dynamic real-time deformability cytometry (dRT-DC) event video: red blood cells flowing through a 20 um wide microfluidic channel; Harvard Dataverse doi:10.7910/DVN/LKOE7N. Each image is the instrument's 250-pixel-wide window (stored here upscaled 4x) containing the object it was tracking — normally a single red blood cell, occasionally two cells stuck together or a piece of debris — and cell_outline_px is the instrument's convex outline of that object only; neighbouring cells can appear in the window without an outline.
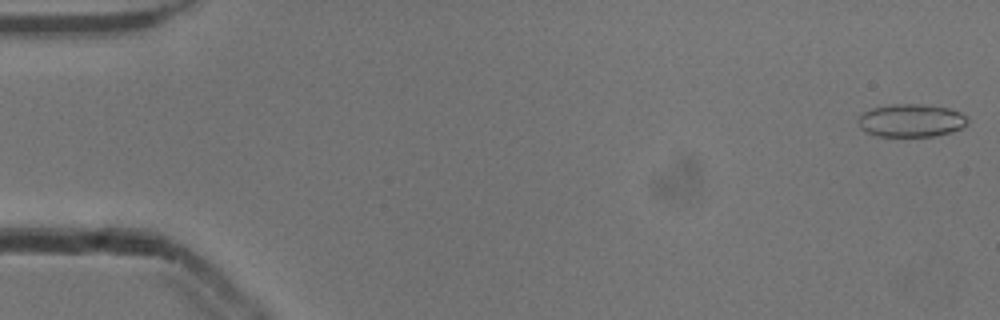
{"species": "common noctule bat (a hibernating species)", "species_latin": "Nyctalus noctula", "temperature_condition": "cold", "stored_images_in_passage": 13, "camera_frame_rate_fps": 3000, "um_per_image_px": 0.085, "animal": {"sex": "male", "body_mass_g": 13.3}, "frame": {"image": 1, "passage_image": 1, "time_ms": 0.0, "image_size_px": [1000, 320], "cell_outline_px": [[968, 120], [960, 128], [952, 132], [936, 136], [876, 136], [864, 132], [860, 128], [860, 116], [864, 112], [872, 108], [892, 104], [920, 104], [948, 108], [960, 112]], "centroid_in_image_um": [77.42, 10.25], "position_along_channel_um": 7.6, "area_um2": 20.81}}